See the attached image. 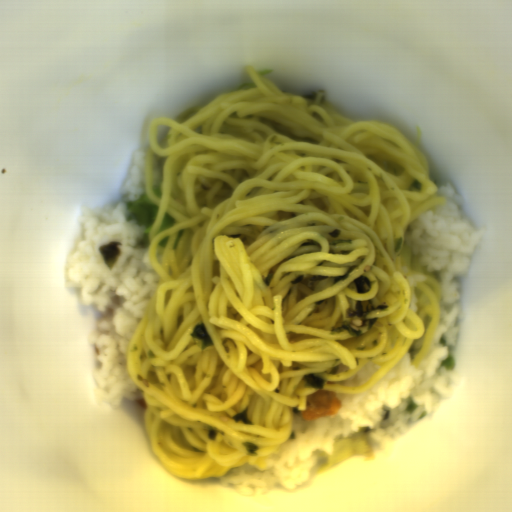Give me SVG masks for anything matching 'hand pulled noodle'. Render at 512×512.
<instances>
[{
	"label": "hand pulled noodle",
	"instance_id": "obj_1",
	"mask_svg": "<svg viewBox=\"0 0 512 512\" xmlns=\"http://www.w3.org/2000/svg\"><path fill=\"white\" fill-rule=\"evenodd\" d=\"M245 70L254 88L158 117L148 130L145 187L158 207L148 259L159 279L126 367L143 390L156 460L187 480L266 469L309 394L366 391L423 337L417 369L441 317L437 276L404 245L410 223L446 202L420 147L383 121L342 116L324 92L310 101ZM158 125L171 128L159 143ZM153 154L165 158L161 199ZM166 212L176 221L159 233ZM416 274L427 279L411 288ZM362 275L366 294L354 287ZM356 300L389 309L370 312L378 320L368 330L346 314ZM343 321L361 336L332 334ZM202 322L214 344L204 350L189 335ZM366 362L380 367L363 385H326ZM308 374L323 388L306 385ZM246 407L252 425L234 422Z\"/></svg>",
	"mask_w": 512,
	"mask_h": 512
}]
</instances>
